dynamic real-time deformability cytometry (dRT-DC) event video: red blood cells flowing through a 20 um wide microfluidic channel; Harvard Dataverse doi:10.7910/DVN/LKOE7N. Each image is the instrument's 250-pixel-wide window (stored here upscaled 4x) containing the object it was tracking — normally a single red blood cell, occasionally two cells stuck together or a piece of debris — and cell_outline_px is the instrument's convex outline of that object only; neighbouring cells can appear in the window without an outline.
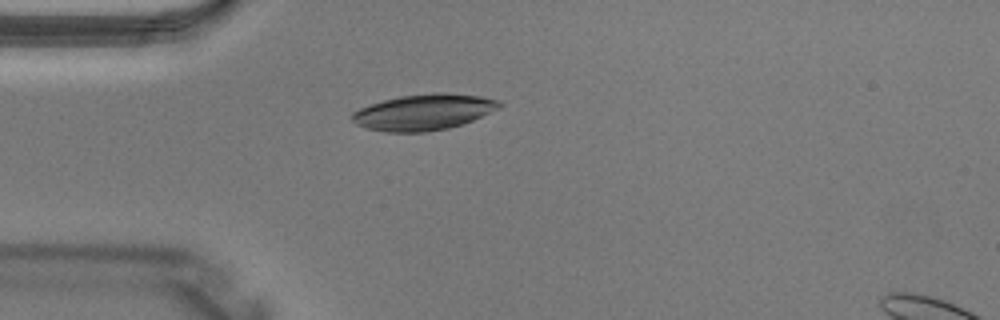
{"species": "Egyptian fruit bat (a non-hibernating species)", "species_latin": "Rousettus aegyptiacus", "temperature_condition": "warm", "stored_images_in_passage": 2, "camera_frame_rate_fps": 3000, "um_per_image_px": 0.085, "animal": {"sex": "male"}, "frame": {"image": 1, "passage_image": 1, "time_ms": 0.0, "image_size_px": [1000, 320], "cell_outline_px": [[504, 104], [500, 108], [472, 120], [448, 128], [424, 132], [384, 132], [364, 128], [356, 124], [352, 120], [352, 112], [360, 108], [384, 100], [400, 96], [432, 92], [444, 92], [480, 96], [496, 100]], "centroid_in_image_um": [36.0, 9.53], "position_along_channel_um": 49.0, "area_um2": 30.81}}